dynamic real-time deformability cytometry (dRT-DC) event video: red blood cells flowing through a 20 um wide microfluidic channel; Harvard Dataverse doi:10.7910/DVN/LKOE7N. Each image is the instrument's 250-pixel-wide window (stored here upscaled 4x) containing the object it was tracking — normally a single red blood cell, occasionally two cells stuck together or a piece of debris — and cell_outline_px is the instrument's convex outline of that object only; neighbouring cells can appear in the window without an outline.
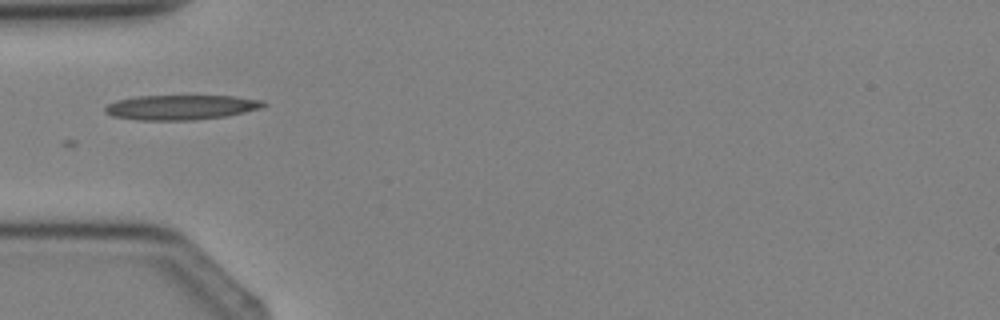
{"species": "Egyptian fruit bat (a non-hibernating species)", "species_latin": "Rousettus aegyptiacus", "temperature_condition": "cold", "stored_images_in_passage": 5, "camera_frame_rate_fps": 3000, "um_per_image_px": 0.085, "animal": {"sex": "female"}, "frame": {"image": 1, "passage_image": 5, "time_ms": 4.667, "image_size_px": [1000, 320], "cell_outline_px": [[268, 104], [260, 108], [228, 116], [192, 120], [136, 120], [112, 116], [104, 112], [104, 108], [108, 104], [116, 100], [136, 96], [236, 96], [264, 100]], "centroid_in_image_um": [15.38, 9.12], "position_along_channel_um": 69.6, "area_um2": 23.06}}